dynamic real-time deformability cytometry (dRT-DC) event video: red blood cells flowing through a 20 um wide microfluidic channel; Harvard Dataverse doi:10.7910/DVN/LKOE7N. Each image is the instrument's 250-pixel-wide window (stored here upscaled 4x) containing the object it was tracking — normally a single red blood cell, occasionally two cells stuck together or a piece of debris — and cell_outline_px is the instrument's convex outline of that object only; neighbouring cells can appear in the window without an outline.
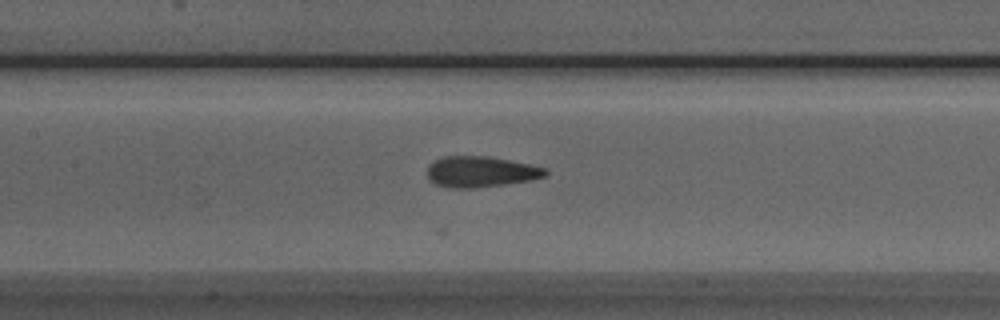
{"species": "Egyptian fruit bat (a non-hibernating species)", "species_latin": "Rousettus aegyptiacus", "temperature_condition": "room temperature", "stored_images_in_passage": 17, "camera_frame_rate_fps": 3000, "um_per_image_px": 0.085, "animal": {"sex": "male"}, "frame": {"image": 1, "passage_image": 8, "time_ms": 2.333, "image_size_px": [1000, 320], "cell_outline_px": [[548, 176], [532, 180], [504, 184], [472, 188], [448, 188], [436, 184], [428, 180], [428, 164], [444, 156], [488, 156], [548, 168]], "centroid_in_image_um": [40.87, 14.6], "position_along_channel_um": 166.5, "area_um2": 21.33}}
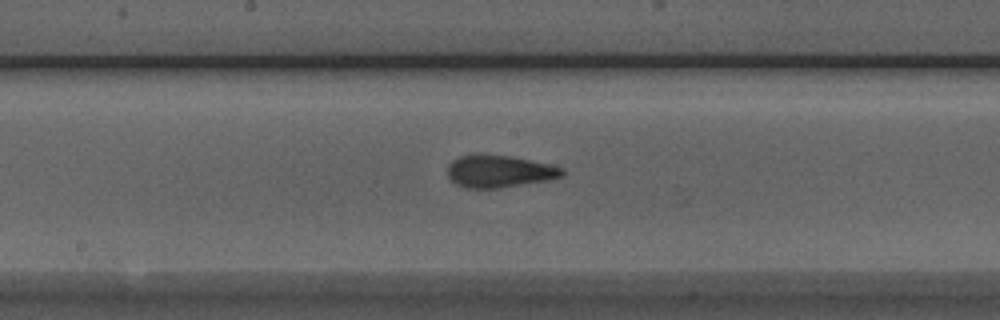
{"frame": {"image": 2, "passage_image": 11, "time_ms": 3.333, "image_size_px": [1000, 320], "cell_outline_px": [[564, 176], [548, 180], [500, 188], [464, 188], [456, 184], [448, 176], [448, 164], [452, 160], [460, 156], [508, 156], [548, 164], [564, 168]], "centroid_in_image_um": [42.45, 14.59], "position_along_channel_um": 205.8, "area_um2": 21.1}}
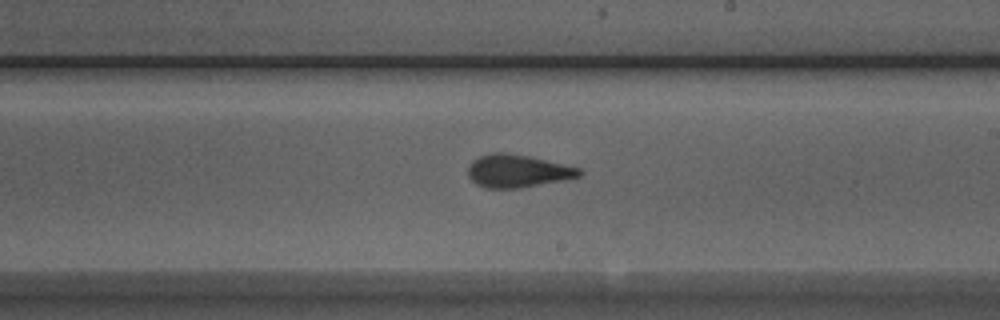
{"frame": {"image": 3, "passage_image": 14, "time_ms": 4.333, "image_size_px": [1000, 320], "cell_outline_px": [[584, 172], [580, 176], [564, 180], [520, 188], [484, 188], [476, 184], [468, 176], [468, 168], [472, 160], [480, 156], [492, 152], [508, 152], [528, 156], [580, 168]], "centroid_in_image_um": [43.98, 14.53], "position_along_channel_um": 245.0, "area_um2": 21.33}}